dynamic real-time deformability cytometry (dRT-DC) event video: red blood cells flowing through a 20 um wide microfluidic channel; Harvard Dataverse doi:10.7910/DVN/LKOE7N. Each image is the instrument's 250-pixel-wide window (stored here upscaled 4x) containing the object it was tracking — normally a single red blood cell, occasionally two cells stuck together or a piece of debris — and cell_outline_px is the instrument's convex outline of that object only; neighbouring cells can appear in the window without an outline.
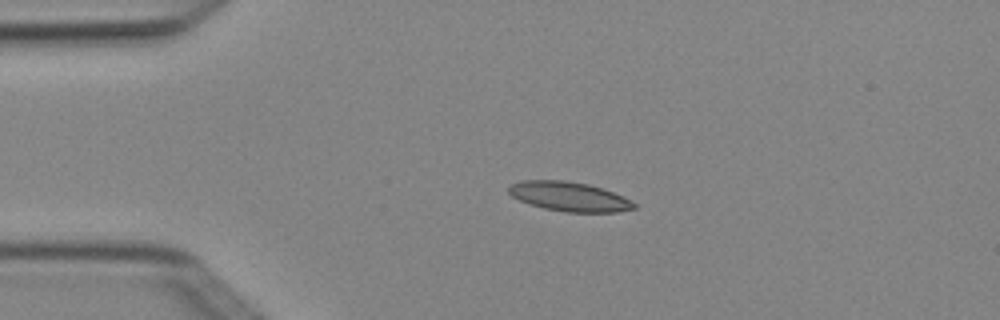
{"species": "Egyptian fruit bat (a non-hibernating species)", "species_latin": "Rousettus aegyptiacus", "temperature_condition": "cold", "stored_images_in_passage": 4, "camera_frame_rate_fps": 3000, "um_per_image_px": 0.085, "animal": {"sex": "female"}, "frame": {"image": 1, "passage_image": 2, "time_ms": 0.333, "image_size_px": [1000, 320], "cell_outline_px": [[636, 208], [616, 212], [564, 212], [544, 208], [528, 204], [512, 196], [508, 192], [508, 188], [512, 184], [520, 180], [564, 180], [588, 184], [624, 196], [636, 204]], "centroid_in_image_um": [48.37, 16.71], "position_along_channel_um": 36.6, "area_um2": 21.44}}